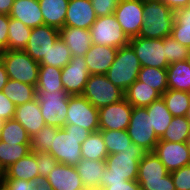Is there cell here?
<instances>
[{
  "label": "cell",
  "mask_w": 190,
  "mask_h": 190,
  "mask_svg": "<svg viewBox=\"0 0 190 190\" xmlns=\"http://www.w3.org/2000/svg\"><path fill=\"white\" fill-rule=\"evenodd\" d=\"M91 132L79 125L65 124L52 134L50 153L62 164L76 166L81 160V144Z\"/></svg>",
  "instance_id": "cell-1"
},
{
  "label": "cell",
  "mask_w": 190,
  "mask_h": 190,
  "mask_svg": "<svg viewBox=\"0 0 190 190\" xmlns=\"http://www.w3.org/2000/svg\"><path fill=\"white\" fill-rule=\"evenodd\" d=\"M145 153V150L137 146L135 149H125L116 154L108 155L105 160L106 169L100 181V189L107 182L137 180L139 162Z\"/></svg>",
  "instance_id": "cell-2"
},
{
  "label": "cell",
  "mask_w": 190,
  "mask_h": 190,
  "mask_svg": "<svg viewBox=\"0 0 190 190\" xmlns=\"http://www.w3.org/2000/svg\"><path fill=\"white\" fill-rule=\"evenodd\" d=\"M144 21L139 37L163 39L171 35L175 21V11L161 0L143 1Z\"/></svg>",
  "instance_id": "cell-3"
},
{
  "label": "cell",
  "mask_w": 190,
  "mask_h": 190,
  "mask_svg": "<svg viewBox=\"0 0 190 190\" xmlns=\"http://www.w3.org/2000/svg\"><path fill=\"white\" fill-rule=\"evenodd\" d=\"M137 182L141 190H176L171 173L154 152H146L139 162Z\"/></svg>",
  "instance_id": "cell-4"
},
{
  "label": "cell",
  "mask_w": 190,
  "mask_h": 190,
  "mask_svg": "<svg viewBox=\"0 0 190 190\" xmlns=\"http://www.w3.org/2000/svg\"><path fill=\"white\" fill-rule=\"evenodd\" d=\"M141 64L130 45L118 48L115 60L105 74L109 81L124 92L137 79Z\"/></svg>",
  "instance_id": "cell-5"
},
{
  "label": "cell",
  "mask_w": 190,
  "mask_h": 190,
  "mask_svg": "<svg viewBox=\"0 0 190 190\" xmlns=\"http://www.w3.org/2000/svg\"><path fill=\"white\" fill-rule=\"evenodd\" d=\"M0 59L5 65L8 78L36 86L39 62L33 60L24 50H5Z\"/></svg>",
  "instance_id": "cell-6"
},
{
  "label": "cell",
  "mask_w": 190,
  "mask_h": 190,
  "mask_svg": "<svg viewBox=\"0 0 190 190\" xmlns=\"http://www.w3.org/2000/svg\"><path fill=\"white\" fill-rule=\"evenodd\" d=\"M127 133L137 146L146 152H153L159 138L151 122V113L147 112L146 107H133Z\"/></svg>",
  "instance_id": "cell-7"
},
{
  "label": "cell",
  "mask_w": 190,
  "mask_h": 190,
  "mask_svg": "<svg viewBox=\"0 0 190 190\" xmlns=\"http://www.w3.org/2000/svg\"><path fill=\"white\" fill-rule=\"evenodd\" d=\"M82 95L97 109L125 98L123 90L109 81L106 75L98 74L89 76Z\"/></svg>",
  "instance_id": "cell-8"
},
{
  "label": "cell",
  "mask_w": 190,
  "mask_h": 190,
  "mask_svg": "<svg viewBox=\"0 0 190 190\" xmlns=\"http://www.w3.org/2000/svg\"><path fill=\"white\" fill-rule=\"evenodd\" d=\"M69 97L65 90L36 92V99L46 125L57 128L65 126Z\"/></svg>",
  "instance_id": "cell-9"
},
{
  "label": "cell",
  "mask_w": 190,
  "mask_h": 190,
  "mask_svg": "<svg viewBox=\"0 0 190 190\" xmlns=\"http://www.w3.org/2000/svg\"><path fill=\"white\" fill-rule=\"evenodd\" d=\"M92 44L120 48L129 45V38L124 33L114 14L97 17L89 29Z\"/></svg>",
  "instance_id": "cell-10"
},
{
  "label": "cell",
  "mask_w": 190,
  "mask_h": 190,
  "mask_svg": "<svg viewBox=\"0 0 190 190\" xmlns=\"http://www.w3.org/2000/svg\"><path fill=\"white\" fill-rule=\"evenodd\" d=\"M129 45L135 51L141 67H155L167 69L169 66L166 59V51L163 39H147L134 37L129 40Z\"/></svg>",
  "instance_id": "cell-11"
},
{
  "label": "cell",
  "mask_w": 190,
  "mask_h": 190,
  "mask_svg": "<svg viewBox=\"0 0 190 190\" xmlns=\"http://www.w3.org/2000/svg\"><path fill=\"white\" fill-rule=\"evenodd\" d=\"M66 124H76L90 132L99 131L98 109L83 95H70Z\"/></svg>",
  "instance_id": "cell-12"
},
{
  "label": "cell",
  "mask_w": 190,
  "mask_h": 190,
  "mask_svg": "<svg viewBox=\"0 0 190 190\" xmlns=\"http://www.w3.org/2000/svg\"><path fill=\"white\" fill-rule=\"evenodd\" d=\"M114 16L129 39L137 37L144 21L143 1L121 0Z\"/></svg>",
  "instance_id": "cell-13"
},
{
  "label": "cell",
  "mask_w": 190,
  "mask_h": 190,
  "mask_svg": "<svg viewBox=\"0 0 190 190\" xmlns=\"http://www.w3.org/2000/svg\"><path fill=\"white\" fill-rule=\"evenodd\" d=\"M90 74L82 56H72L69 63L61 68V81L69 95H82Z\"/></svg>",
  "instance_id": "cell-14"
},
{
  "label": "cell",
  "mask_w": 190,
  "mask_h": 190,
  "mask_svg": "<svg viewBox=\"0 0 190 190\" xmlns=\"http://www.w3.org/2000/svg\"><path fill=\"white\" fill-rule=\"evenodd\" d=\"M132 110L125 98L98 109L99 130H127Z\"/></svg>",
  "instance_id": "cell-15"
},
{
  "label": "cell",
  "mask_w": 190,
  "mask_h": 190,
  "mask_svg": "<svg viewBox=\"0 0 190 190\" xmlns=\"http://www.w3.org/2000/svg\"><path fill=\"white\" fill-rule=\"evenodd\" d=\"M153 152L170 173L190 164L188 142H167L159 139Z\"/></svg>",
  "instance_id": "cell-16"
},
{
  "label": "cell",
  "mask_w": 190,
  "mask_h": 190,
  "mask_svg": "<svg viewBox=\"0 0 190 190\" xmlns=\"http://www.w3.org/2000/svg\"><path fill=\"white\" fill-rule=\"evenodd\" d=\"M60 37L59 30L47 26H37L32 28L29 40L24 51L35 61L40 62L43 55H47L51 46Z\"/></svg>",
  "instance_id": "cell-17"
},
{
  "label": "cell",
  "mask_w": 190,
  "mask_h": 190,
  "mask_svg": "<svg viewBox=\"0 0 190 190\" xmlns=\"http://www.w3.org/2000/svg\"><path fill=\"white\" fill-rule=\"evenodd\" d=\"M96 18L91 0H69L64 26L89 30Z\"/></svg>",
  "instance_id": "cell-18"
},
{
  "label": "cell",
  "mask_w": 190,
  "mask_h": 190,
  "mask_svg": "<svg viewBox=\"0 0 190 190\" xmlns=\"http://www.w3.org/2000/svg\"><path fill=\"white\" fill-rule=\"evenodd\" d=\"M45 179L52 190H86L75 166L58 163Z\"/></svg>",
  "instance_id": "cell-19"
},
{
  "label": "cell",
  "mask_w": 190,
  "mask_h": 190,
  "mask_svg": "<svg viewBox=\"0 0 190 190\" xmlns=\"http://www.w3.org/2000/svg\"><path fill=\"white\" fill-rule=\"evenodd\" d=\"M118 48L92 44L84 56L90 75H105L116 57Z\"/></svg>",
  "instance_id": "cell-20"
},
{
  "label": "cell",
  "mask_w": 190,
  "mask_h": 190,
  "mask_svg": "<svg viewBox=\"0 0 190 190\" xmlns=\"http://www.w3.org/2000/svg\"><path fill=\"white\" fill-rule=\"evenodd\" d=\"M13 118L26 129L30 137L46 125L36 98L23 105L16 106Z\"/></svg>",
  "instance_id": "cell-21"
},
{
  "label": "cell",
  "mask_w": 190,
  "mask_h": 190,
  "mask_svg": "<svg viewBox=\"0 0 190 190\" xmlns=\"http://www.w3.org/2000/svg\"><path fill=\"white\" fill-rule=\"evenodd\" d=\"M9 17L20 20L30 28L44 25L38 0H14Z\"/></svg>",
  "instance_id": "cell-22"
},
{
  "label": "cell",
  "mask_w": 190,
  "mask_h": 190,
  "mask_svg": "<svg viewBox=\"0 0 190 190\" xmlns=\"http://www.w3.org/2000/svg\"><path fill=\"white\" fill-rule=\"evenodd\" d=\"M59 34L71 51L72 56L84 57L92 46V39L88 29L64 26L59 30Z\"/></svg>",
  "instance_id": "cell-23"
},
{
  "label": "cell",
  "mask_w": 190,
  "mask_h": 190,
  "mask_svg": "<svg viewBox=\"0 0 190 190\" xmlns=\"http://www.w3.org/2000/svg\"><path fill=\"white\" fill-rule=\"evenodd\" d=\"M75 168L86 190H100V181L106 169L105 160L82 159Z\"/></svg>",
  "instance_id": "cell-24"
},
{
  "label": "cell",
  "mask_w": 190,
  "mask_h": 190,
  "mask_svg": "<svg viewBox=\"0 0 190 190\" xmlns=\"http://www.w3.org/2000/svg\"><path fill=\"white\" fill-rule=\"evenodd\" d=\"M2 178H15L23 180L36 181L40 179L38 172V164L36 161V152H30L25 157L13 163L5 170Z\"/></svg>",
  "instance_id": "cell-25"
},
{
  "label": "cell",
  "mask_w": 190,
  "mask_h": 190,
  "mask_svg": "<svg viewBox=\"0 0 190 190\" xmlns=\"http://www.w3.org/2000/svg\"><path fill=\"white\" fill-rule=\"evenodd\" d=\"M44 25L58 30L64 27L69 0H38Z\"/></svg>",
  "instance_id": "cell-26"
},
{
  "label": "cell",
  "mask_w": 190,
  "mask_h": 190,
  "mask_svg": "<svg viewBox=\"0 0 190 190\" xmlns=\"http://www.w3.org/2000/svg\"><path fill=\"white\" fill-rule=\"evenodd\" d=\"M124 96L133 107H147L161 97L154 88L139 80L128 87L124 92Z\"/></svg>",
  "instance_id": "cell-27"
},
{
  "label": "cell",
  "mask_w": 190,
  "mask_h": 190,
  "mask_svg": "<svg viewBox=\"0 0 190 190\" xmlns=\"http://www.w3.org/2000/svg\"><path fill=\"white\" fill-rule=\"evenodd\" d=\"M168 89L190 92V65L179 61L167 67Z\"/></svg>",
  "instance_id": "cell-28"
},
{
  "label": "cell",
  "mask_w": 190,
  "mask_h": 190,
  "mask_svg": "<svg viewBox=\"0 0 190 190\" xmlns=\"http://www.w3.org/2000/svg\"><path fill=\"white\" fill-rule=\"evenodd\" d=\"M146 109L148 113H151L152 126L155 130V134L160 139L167 130L174 116L167 109L162 97L153 101L146 107Z\"/></svg>",
  "instance_id": "cell-29"
},
{
  "label": "cell",
  "mask_w": 190,
  "mask_h": 190,
  "mask_svg": "<svg viewBox=\"0 0 190 190\" xmlns=\"http://www.w3.org/2000/svg\"><path fill=\"white\" fill-rule=\"evenodd\" d=\"M3 93L15 106H19L36 98V86L8 79L7 84L3 88Z\"/></svg>",
  "instance_id": "cell-30"
},
{
  "label": "cell",
  "mask_w": 190,
  "mask_h": 190,
  "mask_svg": "<svg viewBox=\"0 0 190 190\" xmlns=\"http://www.w3.org/2000/svg\"><path fill=\"white\" fill-rule=\"evenodd\" d=\"M56 90H64L61 68L40 65L36 92H55Z\"/></svg>",
  "instance_id": "cell-31"
},
{
  "label": "cell",
  "mask_w": 190,
  "mask_h": 190,
  "mask_svg": "<svg viewBox=\"0 0 190 190\" xmlns=\"http://www.w3.org/2000/svg\"><path fill=\"white\" fill-rule=\"evenodd\" d=\"M102 134L108 155L116 154L125 149H135L126 130H99Z\"/></svg>",
  "instance_id": "cell-32"
},
{
  "label": "cell",
  "mask_w": 190,
  "mask_h": 190,
  "mask_svg": "<svg viewBox=\"0 0 190 190\" xmlns=\"http://www.w3.org/2000/svg\"><path fill=\"white\" fill-rule=\"evenodd\" d=\"M82 159L106 160L108 152L100 131L91 132L81 144Z\"/></svg>",
  "instance_id": "cell-33"
},
{
  "label": "cell",
  "mask_w": 190,
  "mask_h": 190,
  "mask_svg": "<svg viewBox=\"0 0 190 190\" xmlns=\"http://www.w3.org/2000/svg\"><path fill=\"white\" fill-rule=\"evenodd\" d=\"M32 28L20 20L9 18L7 50H24L29 40Z\"/></svg>",
  "instance_id": "cell-34"
},
{
  "label": "cell",
  "mask_w": 190,
  "mask_h": 190,
  "mask_svg": "<svg viewBox=\"0 0 190 190\" xmlns=\"http://www.w3.org/2000/svg\"><path fill=\"white\" fill-rule=\"evenodd\" d=\"M161 97L174 117L186 116L190 105V92L167 89Z\"/></svg>",
  "instance_id": "cell-35"
},
{
  "label": "cell",
  "mask_w": 190,
  "mask_h": 190,
  "mask_svg": "<svg viewBox=\"0 0 190 190\" xmlns=\"http://www.w3.org/2000/svg\"><path fill=\"white\" fill-rule=\"evenodd\" d=\"M32 152L30 144H12L0 140V165L5 171L13 163Z\"/></svg>",
  "instance_id": "cell-36"
},
{
  "label": "cell",
  "mask_w": 190,
  "mask_h": 190,
  "mask_svg": "<svg viewBox=\"0 0 190 190\" xmlns=\"http://www.w3.org/2000/svg\"><path fill=\"white\" fill-rule=\"evenodd\" d=\"M171 36L182 45L190 48V9L188 7L175 11Z\"/></svg>",
  "instance_id": "cell-37"
},
{
  "label": "cell",
  "mask_w": 190,
  "mask_h": 190,
  "mask_svg": "<svg viewBox=\"0 0 190 190\" xmlns=\"http://www.w3.org/2000/svg\"><path fill=\"white\" fill-rule=\"evenodd\" d=\"M154 88L160 95L168 89L167 69L155 67H141L138 79Z\"/></svg>",
  "instance_id": "cell-38"
},
{
  "label": "cell",
  "mask_w": 190,
  "mask_h": 190,
  "mask_svg": "<svg viewBox=\"0 0 190 190\" xmlns=\"http://www.w3.org/2000/svg\"><path fill=\"white\" fill-rule=\"evenodd\" d=\"M190 137V122L186 116L173 117L170 125L160 140L167 142H188Z\"/></svg>",
  "instance_id": "cell-39"
},
{
  "label": "cell",
  "mask_w": 190,
  "mask_h": 190,
  "mask_svg": "<svg viewBox=\"0 0 190 190\" xmlns=\"http://www.w3.org/2000/svg\"><path fill=\"white\" fill-rule=\"evenodd\" d=\"M72 58L71 51L64 41L59 37L47 55H43L40 65H51L57 68H63Z\"/></svg>",
  "instance_id": "cell-40"
},
{
  "label": "cell",
  "mask_w": 190,
  "mask_h": 190,
  "mask_svg": "<svg viewBox=\"0 0 190 190\" xmlns=\"http://www.w3.org/2000/svg\"><path fill=\"white\" fill-rule=\"evenodd\" d=\"M30 136L26 129L14 118L5 120L0 140L12 144H30Z\"/></svg>",
  "instance_id": "cell-41"
},
{
  "label": "cell",
  "mask_w": 190,
  "mask_h": 190,
  "mask_svg": "<svg viewBox=\"0 0 190 190\" xmlns=\"http://www.w3.org/2000/svg\"><path fill=\"white\" fill-rule=\"evenodd\" d=\"M58 128L45 125L30 138L33 152H47L52 144V134H56Z\"/></svg>",
  "instance_id": "cell-42"
},
{
  "label": "cell",
  "mask_w": 190,
  "mask_h": 190,
  "mask_svg": "<svg viewBox=\"0 0 190 190\" xmlns=\"http://www.w3.org/2000/svg\"><path fill=\"white\" fill-rule=\"evenodd\" d=\"M164 47L169 65L186 60L189 48L182 45L171 35L164 38Z\"/></svg>",
  "instance_id": "cell-43"
},
{
  "label": "cell",
  "mask_w": 190,
  "mask_h": 190,
  "mask_svg": "<svg viewBox=\"0 0 190 190\" xmlns=\"http://www.w3.org/2000/svg\"><path fill=\"white\" fill-rule=\"evenodd\" d=\"M36 161L40 179H45L59 163L53 155L47 152H36Z\"/></svg>",
  "instance_id": "cell-44"
},
{
  "label": "cell",
  "mask_w": 190,
  "mask_h": 190,
  "mask_svg": "<svg viewBox=\"0 0 190 190\" xmlns=\"http://www.w3.org/2000/svg\"><path fill=\"white\" fill-rule=\"evenodd\" d=\"M176 190H190V164L171 172Z\"/></svg>",
  "instance_id": "cell-45"
},
{
  "label": "cell",
  "mask_w": 190,
  "mask_h": 190,
  "mask_svg": "<svg viewBox=\"0 0 190 190\" xmlns=\"http://www.w3.org/2000/svg\"><path fill=\"white\" fill-rule=\"evenodd\" d=\"M121 0H91L97 17L108 16L114 14L115 9Z\"/></svg>",
  "instance_id": "cell-46"
},
{
  "label": "cell",
  "mask_w": 190,
  "mask_h": 190,
  "mask_svg": "<svg viewBox=\"0 0 190 190\" xmlns=\"http://www.w3.org/2000/svg\"><path fill=\"white\" fill-rule=\"evenodd\" d=\"M16 106L15 104L0 91V118L9 120L14 117Z\"/></svg>",
  "instance_id": "cell-47"
},
{
  "label": "cell",
  "mask_w": 190,
  "mask_h": 190,
  "mask_svg": "<svg viewBox=\"0 0 190 190\" xmlns=\"http://www.w3.org/2000/svg\"><path fill=\"white\" fill-rule=\"evenodd\" d=\"M3 186L6 190H30V187L35 186V181L15 179V178H2Z\"/></svg>",
  "instance_id": "cell-48"
},
{
  "label": "cell",
  "mask_w": 190,
  "mask_h": 190,
  "mask_svg": "<svg viewBox=\"0 0 190 190\" xmlns=\"http://www.w3.org/2000/svg\"><path fill=\"white\" fill-rule=\"evenodd\" d=\"M100 190H141L137 180H127L122 182H107Z\"/></svg>",
  "instance_id": "cell-49"
},
{
  "label": "cell",
  "mask_w": 190,
  "mask_h": 190,
  "mask_svg": "<svg viewBox=\"0 0 190 190\" xmlns=\"http://www.w3.org/2000/svg\"><path fill=\"white\" fill-rule=\"evenodd\" d=\"M9 15L0 14V51L7 50Z\"/></svg>",
  "instance_id": "cell-50"
},
{
  "label": "cell",
  "mask_w": 190,
  "mask_h": 190,
  "mask_svg": "<svg viewBox=\"0 0 190 190\" xmlns=\"http://www.w3.org/2000/svg\"><path fill=\"white\" fill-rule=\"evenodd\" d=\"M173 11L185 8L188 5L189 0H161Z\"/></svg>",
  "instance_id": "cell-51"
},
{
  "label": "cell",
  "mask_w": 190,
  "mask_h": 190,
  "mask_svg": "<svg viewBox=\"0 0 190 190\" xmlns=\"http://www.w3.org/2000/svg\"><path fill=\"white\" fill-rule=\"evenodd\" d=\"M8 75L6 68L2 60L0 59V91H3L4 86L7 84Z\"/></svg>",
  "instance_id": "cell-52"
},
{
  "label": "cell",
  "mask_w": 190,
  "mask_h": 190,
  "mask_svg": "<svg viewBox=\"0 0 190 190\" xmlns=\"http://www.w3.org/2000/svg\"><path fill=\"white\" fill-rule=\"evenodd\" d=\"M14 0H0V14L9 15L12 9Z\"/></svg>",
  "instance_id": "cell-53"
},
{
  "label": "cell",
  "mask_w": 190,
  "mask_h": 190,
  "mask_svg": "<svg viewBox=\"0 0 190 190\" xmlns=\"http://www.w3.org/2000/svg\"><path fill=\"white\" fill-rule=\"evenodd\" d=\"M30 190H52L51 185L46 179H38L35 181V186L30 187Z\"/></svg>",
  "instance_id": "cell-54"
},
{
  "label": "cell",
  "mask_w": 190,
  "mask_h": 190,
  "mask_svg": "<svg viewBox=\"0 0 190 190\" xmlns=\"http://www.w3.org/2000/svg\"><path fill=\"white\" fill-rule=\"evenodd\" d=\"M4 122H5V120L0 118V134H1V130L3 128Z\"/></svg>",
  "instance_id": "cell-55"
},
{
  "label": "cell",
  "mask_w": 190,
  "mask_h": 190,
  "mask_svg": "<svg viewBox=\"0 0 190 190\" xmlns=\"http://www.w3.org/2000/svg\"><path fill=\"white\" fill-rule=\"evenodd\" d=\"M186 118L189 120L190 122V105L188 107V111H187V114H186Z\"/></svg>",
  "instance_id": "cell-56"
},
{
  "label": "cell",
  "mask_w": 190,
  "mask_h": 190,
  "mask_svg": "<svg viewBox=\"0 0 190 190\" xmlns=\"http://www.w3.org/2000/svg\"><path fill=\"white\" fill-rule=\"evenodd\" d=\"M186 61H187L188 64L190 65V48H189V50H188V55H187Z\"/></svg>",
  "instance_id": "cell-57"
},
{
  "label": "cell",
  "mask_w": 190,
  "mask_h": 190,
  "mask_svg": "<svg viewBox=\"0 0 190 190\" xmlns=\"http://www.w3.org/2000/svg\"><path fill=\"white\" fill-rule=\"evenodd\" d=\"M5 171L2 169L1 165H0V177L4 176Z\"/></svg>",
  "instance_id": "cell-58"
},
{
  "label": "cell",
  "mask_w": 190,
  "mask_h": 190,
  "mask_svg": "<svg viewBox=\"0 0 190 190\" xmlns=\"http://www.w3.org/2000/svg\"><path fill=\"white\" fill-rule=\"evenodd\" d=\"M3 186V179L0 177V188Z\"/></svg>",
  "instance_id": "cell-59"
},
{
  "label": "cell",
  "mask_w": 190,
  "mask_h": 190,
  "mask_svg": "<svg viewBox=\"0 0 190 190\" xmlns=\"http://www.w3.org/2000/svg\"><path fill=\"white\" fill-rule=\"evenodd\" d=\"M188 146H189V148H190V137H189V139H188Z\"/></svg>",
  "instance_id": "cell-60"
},
{
  "label": "cell",
  "mask_w": 190,
  "mask_h": 190,
  "mask_svg": "<svg viewBox=\"0 0 190 190\" xmlns=\"http://www.w3.org/2000/svg\"><path fill=\"white\" fill-rule=\"evenodd\" d=\"M0 190H6V188H5L4 186H2V187L0 188Z\"/></svg>",
  "instance_id": "cell-61"
},
{
  "label": "cell",
  "mask_w": 190,
  "mask_h": 190,
  "mask_svg": "<svg viewBox=\"0 0 190 190\" xmlns=\"http://www.w3.org/2000/svg\"><path fill=\"white\" fill-rule=\"evenodd\" d=\"M187 7L190 9V0H189V2H188V5H187Z\"/></svg>",
  "instance_id": "cell-62"
}]
</instances>
